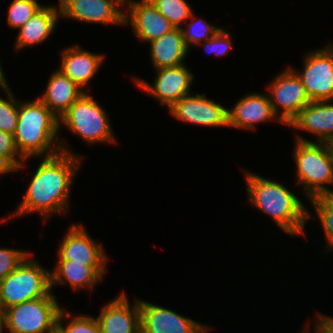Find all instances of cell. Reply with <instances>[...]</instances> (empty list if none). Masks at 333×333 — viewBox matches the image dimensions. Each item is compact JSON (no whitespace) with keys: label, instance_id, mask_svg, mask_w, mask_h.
Instances as JSON below:
<instances>
[{"label":"cell","instance_id":"1","mask_svg":"<svg viewBox=\"0 0 333 333\" xmlns=\"http://www.w3.org/2000/svg\"><path fill=\"white\" fill-rule=\"evenodd\" d=\"M85 158L84 155L62 151L43 159L41 157L20 205L9 216L0 218V223L33 213L39 214L45 223L53 214L68 215L71 187Z\"/></svg>","mask_w":333,"mask_h":333},{"label":"cell","instance_id":"2","mask_svg":"<svg viewBox=\"0 0 333 333\" xmlns=\"http://www.w3.org/2000/svg\"><path fill=\"white\" fill-rule=\"evenodd\" d=\"M58 132L59 118L39 98L19 101L17 128L13 137L24 160L50 157L60 151L78 155L68 148V143L60 138Z\"/></svg>","mask_w":333,"mask_h":333},{"label":"cell","instance_id":"3","mask_svg":"<svg viewBox=\"0 0 333 333\" xmlns=\"http://www.w3.org/2000/svg\"><path fill=\"white\" fill-rule=\"evenodd\" d=\"M247 203L263 214L268 215L282 232L288 235L305 236V225L308 219L307 205L303 204L287 185L261 177L259 174L244 170Z\"/></svg>","mask_w":333,"mask_h":333},{"label":"cell","instance_id":"4","mask_svg":"<svg viewBox=\"0 0 333 333\" xmlns=\"http://www.w3.org/2000/svg\"><path fill=\"white\" fill-rule=\"evenodd\" d=\"M294 147L295 181L305 198L333 194V145L295 140Z\"/></svg>","mask_w":333,"mask_h":333},{"label":"cell","instance_id":"5","mask_svg":"<svg viewBox=\"0 0 333 333\" xmlns=\"http://www.w3.org/2000/svg\"><path fill=\"white\" fill-rule=\"evenodd\" d=\"M29 254L23 262L0 281V312L20 303L55 295L51 289L50 270Z\"/></svg>","mask_w":333,"mask_h":333},{"label":"cell","instance_id":"6","mask_svg":"<svg viewBox=\"0 0 333 333\" xmlns=\"http://www.w3.org/2000/svg\"><path fill=\"white\" fill-rule=\"evenodd\" d=\"M62 125L87 145L117 143L108 113L88 92L59 118Z\"/></svg>","mask_w":333,"mask_h":333},{"label":"cell","instance_id":"7","mask_svg":"<svg viewBox=\"0 0 333 333\" xmlns=\"http://www.w3.org/2000/svg\"><path fill=\"white\" fill-rule=\"evenodd\" d=\"M56 295H46L4 309V327L9 333H56L62 309Z\"/></svg>","mask_w":333,"mask_h":333},{"label":"cell","instance_id":"8","mask_svg":"<svg viewBox=\"0 0 333 333\" xmlns=\"http://www.w3.org/2000/svg\"><path fill=\"white\" fill-rule=\"evenodd\" d=\"M302 59L303 69H291L301 80L310 101L333 100V44L308 50Z\"/></svg>","mask_w":333,"mask_h":333},{"label":"cell","instance_id":"9","mask_svg":"<svg viewBox=\"0 0 333 333\" xmlns=\"http://www.w3.org/2000/svg\"><path fill=\"white\" fill-rule=\"evenodd\" d=\"M286 68L276 74L272 82L267 84L266 89L274 114L287 127L311 101L297 74L291 67Z\"/></svg>","mask_w":333,"mask_h":333},{"label":"cell","instance_id":"10","mask_svg":"<svg viewBox=\"0 0 333 333\" xmlns=\"http://www.w3.org/2000/svg\"><path fill=\"white\" fill-rule=\"evenodd\" d=\"M57 261L71 260L91 266L102 278L105 277L108 255L103 245L91 238L82 224H72L64 234L58 249Z\"/></svg>","mask_w":333,"mask_h":333},{"label":"cell","instance_id":"11","mask_svg":"<svg viewBox=\"0 0 333 333\" xmlns=\"http://www.w3.org/2000/svg\"><path fill=\"white\" fill-rule=\"evenodd\" d=\"M155 71L153 84L135 76L133 81L139 89L152 96L161 106L168 109L184 96L192 94L191 85L195 76L185 63Z\"/></svg>","mask_w":333,"mask_h":333},{"label":"cell","instance_id":"12","mask_svg":"<svg viewBox=\"0 0 333 333\" xmlns=\"http://www.w3.org/2000/svg\"><path fill=\"white\" fill-rule=\"evenodd\" d=\"M168 110L172 117L188 125L228 127V108L213 99H208L204 93L184 96Z\"/></svg>","mask_w":333,"mask_h":333},{"label":"cell","instance_id":"13","mask_svg":"<svg viewBox=\"0 0 333 333\" xmlns=\"http://www.w3.org/2000/svg\"><path fill=\"white\" fill-rule=\"evenodd\" d=\"M58 2L60 16L68 18L67 20L124 26L123 0H58Z\"/></svg>","mask_w":333,"mask_h":333},{"label":"cell","instance_id":"14","mask_svg":"<svg viewBox=\"0 0 333 333\" xmlns=\"http://www.w3.org/2000/svg\"><path fill=\"white\" fill-rule=\"evenodd\" d=\"M141 333H208L212 327L139 299Z\"/></svg>","mask_w":333,"mask_h":333},{"label":"cell","instance_id":"15","mask_svg":"<svg viewBox=\"0 0 333 333\" xmlns=\"http://www.w3.org/2000/svg\"><path fill=\"white\" fill-rule=\"evenodd\" d=\"M125 6L124 27L131 25L140 41L151 42L175 28L150 0H127Z\"/></svg>","mask_w":333,"mask_h":333},{"label":"cell","instance_id":"16","mask_svg":"<svg viewBox=\"0 0 333 333\" xmlns=\"http://www.w3.org/2000/svg\"><path fill=\"white\" fill-rule=\"evenodd\" d=\"M96 317L100 333H141L139 299L128 301L121 291L117 297L100 307Z\"/></svg>","mask_w":333,"mask_h":333},{"label":"cell","instance_id":"17","mask_svg":"<svg viewBox=\"0 0 333 333\" xmlns=\"http://www.w3.org/2000/svg\"><path fill=\"white\" fill-rule=\"evenodd\" d=\"M288 127L314 134L313 136L316 137V141H312L296 134L295 140L333 145V100L311 101Z\"/></svg>","mask_w":333,"mask_h":333},{"label":"cell","instance_id":"18","mask_svg":"<svg viewBox=\"0 0 333 333\" xmlns=\"http://www.w3.org/2000/svg\"><path fill=\"white\" fill-rule=\"evenodd\" d=\"M281 120L274 114L267 94L247 93L238 99L232 108H228V128L255 131L257 124Z\"/></svg>","mask_w":333,"mask_h":333},{"label":"cell","instance_id":"19","mask_svg":"<svg viewBox=\"0 0 333 333\" xmlns=\"http://www.w3.org/2000/svg\"><path fill=\"white\" fill-rule=\"evenodd\" d=\"M60 70L85 92H89L91 80L101 69L105 54L93 53L78 44L64 48L61 53ZM86 89H89L86 91Z\"/></svg>","mask_w":333,"mask_h":333},{"label":"cell","instance_id":"20","mask_svg":"<svg viewBox=\"0 0 333 333\" xmlns=\"http://www.w3.org/2000/svg\"><path fill=\"white\" fill-rule=\"evenodd\" d=\"M60 18L59 5H44L18 29L19 32L14 42L15 52L46 42L55 32Z\"/></svg>","mask_w":333,"mask_h":333},{"label":"cell","instance_id":"21","mask_svg":"<svg viewBox=\"0 0 333 333\" xmlns=\"http://www.w3.org/2000/svg\"><path fill=\"white\" fill-rule=\"evenodd\" d=\"M84 93L81 87L56 69L38 98L60 118Z\"/></svg>","mask_w":333,"mask_h":333},{"label":"cell","instance_id":"22","mask_svg":"<svg viewBox=\"0 0 333 333\" xmlns=\"http://www.w3.org/2000/svg\"><path fill=\"white\" fill-rule=\"evenodd\" d=\"M148 43L154 69L182 65L191 52L185 45L181 28H174Z\"/></svg>","mask_w":333,"mask_h":333},{"label":"cell","instance_id":"23","mask_svg":"<svg viewBox=\"0 0 333 333\" xmlns=\"http://www.w3.org/2000/svg\"><path fill=\"white\" fill-rule=\"evenodd\" d=\"M51 289L57 285L69 284L72 290L94 288L101 282L102 278L91 266L84 265L71 260L56 261L54 270H50Z\"/></svg>","mask_w":333,"mask_h":333},{"label":"cell","instance_id":"24","mask_svg":"<svg viewBox=\"0 0 333 333\" xmlns=\"http://www.w3.org/2000/svg\"><path fill=\"white\" fill-rule=\"evenodd\" d=\"M311 206L314 208L315 214H311L308 211V219H318L322 225L326 240V250L323 253L333 251V194L315 196L308 200ZM317 216V217H316ZM312 218V219H311Z\"/></svg>","mask_w":333,"mask_h":333},{"label":"cell","instance_id":"25","mask_svg":"<svg viewBox=\"0 0 333 333\" xmlns=\"http://www.w3.org/2000/svg\"><path fill=\"white\" fill-rule=\"evenodd\" d=\"M66 319L69 322L63 326ZM56 333H100V328L96 317L79 313L74 316L62 308L57 318Z\"/></svg>","mask_w":333,"mask_h":333},{"label":"cell","instance_id":"26","mask_svg":"<svg viewBox=\"0 0 333 333\" xmlns=\"http://www.w3.org/2000/svg\"><path fill=\"white\" fill-rule=\"evenodd\" d=\"M197 17L192 13L191 17L184 24L185 27H181L183 39L186 47L190 50L191 46H197L203 41L212 38L221 27L211 25L207 21Z\"/></svg>","mask_w":333,"mask_h":333},{"label":"cell","instance_id":"27","mask_svg":"<svg viewBox=\"0 0 333 333\" xmlns=\"http://www.w3.org/2000/svg\"><path fill=\"white\" fill-rule=\"evenodd\" d=\"M157 10L172 23L175 28H181L194 13L187 0H150Z\"/></svg>","mask_w":333,"mask_h":333},{"label":"cell","instance_id":"28","mask_svg":"<svg viewBox=\"0 0 333 333\" xmlns=\"http://www.w3.org/2000/svg\"><path fill=\"white\" fill-rule=\"evenodd\" d=\"M6 98L0 96V130L15 134L18 121L19 101L9 83L2 89Z\"/></svg>","mask_w":333,"mask_h":333},{"label":"cell","instance_id":"29","mask_svg":"<svg viewBox=\"0 0 333 333\" xmlns=\"http://www.w3.org/2000/svg\"><path fill=\"white\" fill-rule=\"evenodd\" d=\"M43 6L37 0H13L7 11V25L18 30Z\"/></svg>","mask_w":333,"mask_h":333},{"label":"cell","instance_id":"30","mask_svg":"<svg viewBox=\"0 0 333 333\" xmlns=\"http://www.w3.org/2000/svg\"><path fill=\"white\" fill-rule=\"evenodd\" d=\"M0 159L3 160L13 172L25 168L26 160H24L15 145L12 134L0 130Z\"/></svg>","mask_w":333,"mask_h":333},{"label":"cell","instance_id":"31","mask_svg":"<svg viewBox=\"0 0 333 333\" xmlns=\"http://www.w3.org/2000/svg\"><path fill=\"white\" fill-rule=\"evenodd\" d=\"M30 253L28 250L0 247V281L14 271Z\"/></svg>","mask_w":333,"mask_h":333},{"label":"cell","instance_id":"32","mask_svg":"<svg viewBox=\"0 0 333 333\" xmlns=\"http://www.w3.org/2000/svg\"><path fill=\"white\" fill-rule=\"evenodd\" d=\"M232 37L228 31L223 29V27L209 40L203 41L197 46H202V48L209 54H215L219 57L225 56L229 53L232 46Z\"/></svg>","mask_w":333,"mask_h":333},{"label":"cell","instance_id":"33","mask_svg":"<svg viewBox=\"0 0 333 333\" xmlns=\"http://www.w3.org/2000/svg\"><path fill=\"white\" fill-rule=\"evenodd\" d=\"M314 321L315 333H333V316H327L323 313L316 312Z\"/></svg>","mask_w":333,"mask_h":333},{"label":"cell","instance_id":"34","mask_svg":"<svg viewBox=\"0 0 333 333\" xmlns=\"http://www.w3.org/2000/svg\"><path fill=\"white\" fill-rule=\"evenodd\" d=\"M8 173H13V170L3 161L0 159V176Z\"/></svg>","mask_w":333,"mask_h":333},{"label":"cell","instance_id":"35","mask_svg":"<svg viewBox=\"0 0 333 333\" xmlns=\"http://www.w3.org/2000/svg\"><path fill=\"white\" fill-rule=\"evenodd\" d=\"M8 84L7 78L5 77L3 68H0V89H3Z\"/></svg>","mask_w":333,"mask_h":333},{"label":"cell","instance_id":"36","mask_svg":"<svg viewBox=\"0 0 333 333\" xmlns=\"http://www.w3.org/2000/svg\"><path fill=\"white\" fill-rule=\"evenodd\" d=\"M4 320H3V315L2 313L0 312V333H3V330H4Z\"/></svg>","mask_w":333,"mask_h":333}]
</instances>
